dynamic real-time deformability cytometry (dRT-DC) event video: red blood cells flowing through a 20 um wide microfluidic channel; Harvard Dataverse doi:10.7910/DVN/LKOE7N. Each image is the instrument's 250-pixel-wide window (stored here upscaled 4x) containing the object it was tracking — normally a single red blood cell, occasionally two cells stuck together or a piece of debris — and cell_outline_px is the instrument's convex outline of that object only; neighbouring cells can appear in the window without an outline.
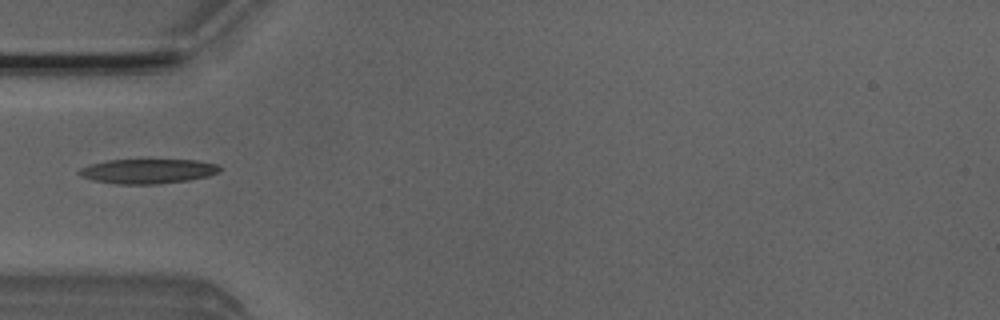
{"species": "Egyptian fruit bat (a non-hibernating species)", "species_latin": "Rousettus aegyptiacus", "temperature_condition": "room temperature", "stored_images_in_passage": 31, "camera_frame_rate_fps": 3000, "um_per_image_px": 0.085, "animal": {"sex": "male"}, "frame": {"image": 1, "passage_image": 1, "time_ms": 0.0, "image_size_px": [1000, 320], "cell_outline_px": [[220, 172], [208, 176], [188, 180], [156, 184], [116, 184], [92, 180], [80, 176], [76, 172], [80, 168], [92, 164], [108, 160], [196, 160], [216, 164], [220, 168]], "centroid_in_image_um": [12.53, 14.56], "position_along_channel_um": 72.5, "area_um2": 20.11}}
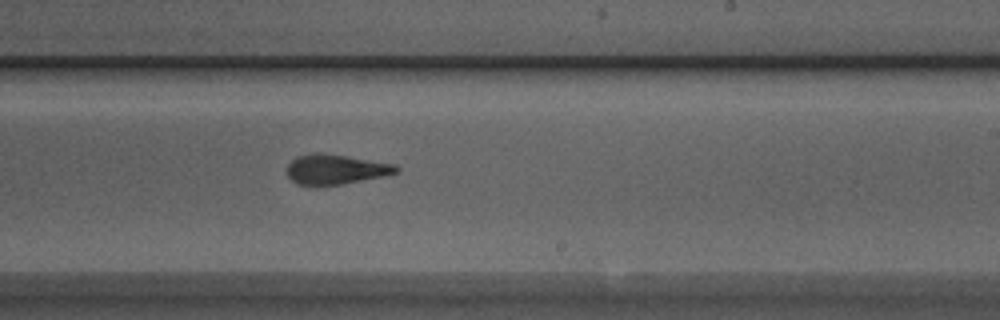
{"frame": {"image": 2, "passage_image": 15, "time_ms": 4.667, "image_size_px": [1000, 320], "cell_outline_px": [[400, 172], [384, 176], [344, 184], [316, 188], [312, 188], [296, 184], [288, 176], [288, 164], [296, 156], [312, 152], [316, 152], [348, 156], [396, 164], [400, 168]], "centroid_in_image_um": [28.52, 14.42], "position_along_channel_um": 260.5, "area_um2": 19.77}}
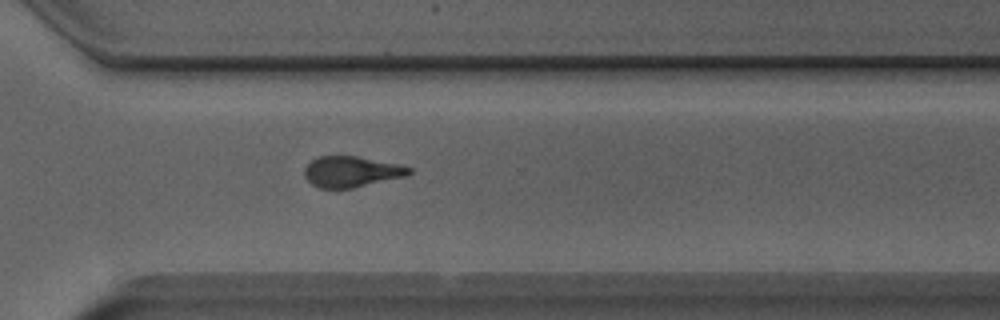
{"frame": {"image": 3, "passage_image": 21, "time_ms": 6.667, "image_size_px": [1000, 320], "cell_outline_px": [[412, 172], [408, 176], [352, 188], [320, 188], [312, 184], [304, 176], [304, 168], [312, 160], [320, 156], [356, 156], [400, 164], [412, 168]], "centroid_in_image_um": [29.9, 14.59], "position_along_channel_um": 340.7, "area_um2": 18.84}}